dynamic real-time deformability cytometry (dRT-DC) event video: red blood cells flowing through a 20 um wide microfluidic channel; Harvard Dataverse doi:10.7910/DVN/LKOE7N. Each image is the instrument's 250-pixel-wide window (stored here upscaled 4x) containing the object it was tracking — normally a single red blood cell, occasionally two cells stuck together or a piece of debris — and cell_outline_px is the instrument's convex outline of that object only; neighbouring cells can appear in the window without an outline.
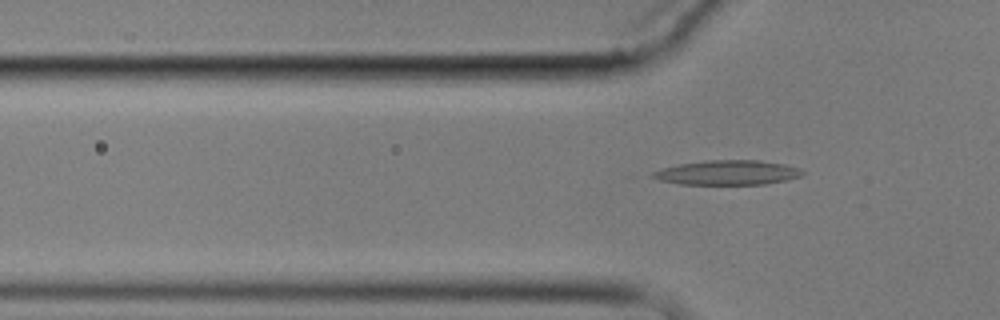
{"species": "common noctule bat (a hibernating species)", "species_latin": "Nyctalus noctula", "temperature_condition": "cold", "stored_images_in_passage": 6, "segment_of_instrument_passage": [2, 2], "camera_frame_rate_fps": 3000, "um_per_image_px": 0.085, "animal": {"sex": "male", "body_mass_g": 17.9}, "frame": {"image": 1, "passage_image": 6, "time_ms": 6.0, "image_size_px": [1000, 320], "cell_outline_px": [[804, 172], [800, 176], [788, 180], [764, 184], [680, 184], [660, 180], [652, 176], [652, 172], [664, 168], [680, 164], [704, 160], [760, 160], [784, 164], [800, 168]], "centroid_in_image_um": [61.88, 14.66], "position_along_channel_um": 63.9, "area_um2": 21.33}}